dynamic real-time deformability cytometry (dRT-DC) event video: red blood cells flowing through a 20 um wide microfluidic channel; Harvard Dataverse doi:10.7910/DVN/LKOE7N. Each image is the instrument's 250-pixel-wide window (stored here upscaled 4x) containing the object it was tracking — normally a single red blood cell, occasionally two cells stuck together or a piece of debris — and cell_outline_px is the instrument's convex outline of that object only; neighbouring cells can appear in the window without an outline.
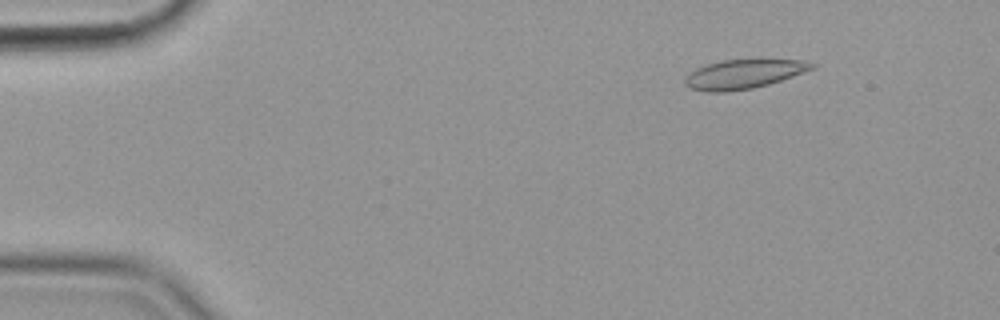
{"species": "common noctule bat (a hibernating species)", "species_latin": "Nyctalus noctula", "temperature_condition": "cold", "stored_images_in_passage": 23, "camera_frame_rate_fps": 3000, "um_per_image_px": 0.085, "animal": {"sex": "female", "body_mass_g": 19.9}, "frame": {"image": 1, "passage_image": 1, "time_ms": 0.0, "image_size_px": [1000, 320], "cell_outline_px": [[816, 68], [768, 84], [752, 88], [728, 92], [708, 92], [688, 88], [684, 84], [684, 80], [688, 72], [696, 68], [708, 64], [724, 60], [756, 56], [804, 60], [816, 64]], "centroid_in_image_um": [63.25, 6.24], "position_along_channel_um": 21.8, "area_um2": 22.66}}
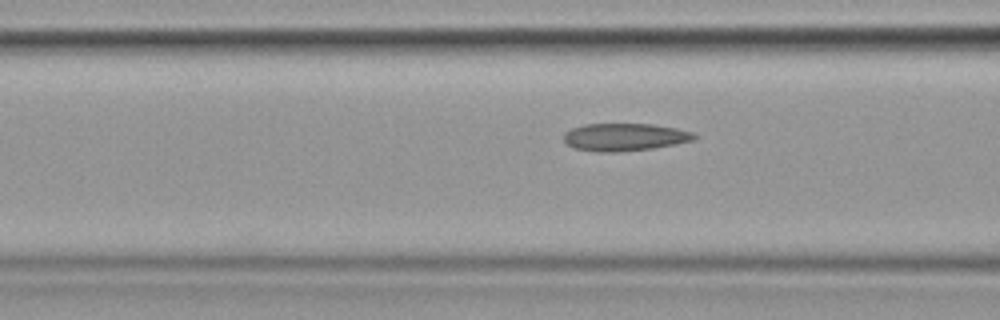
{"frame": {"image": 2, "passage_image": 16, "time_ms": 5.0, "image_size_px": [1000, 320], "cell_outline_px": [[700, 136], [696, 140], [676, 144], [652, 148], [612, 152], [600, 152], [576, 148], [568, 144], [564, 140], [564, 132], [572, 128], [584, 124], [652, 124], [676, 128], [692, 132]], "centroid_in_image_um": [53.14, 11.64], "position_along_channel_um": 113.5, "area_um2": 20.92}}
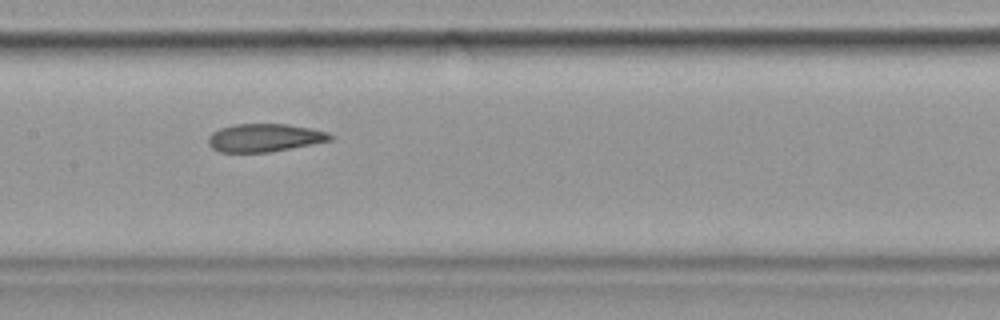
{"frame": {"image": 3, "passage_image": 22, "time_ms": 7.0, "image_size_px": [1000, 320], "cell_outline_px": [[336, 136], [332, 140], [312, 144], [268, 152], [220, 152], [212, 148], [208, 144], [208, 136], [212, 132], [220, 128], [236, 124], [288, 124], [328, 132]], "centroid_in_image_um": [22.48, 11.7], "position_along_channel_um": 184.9, "area_um2": 19.88}}